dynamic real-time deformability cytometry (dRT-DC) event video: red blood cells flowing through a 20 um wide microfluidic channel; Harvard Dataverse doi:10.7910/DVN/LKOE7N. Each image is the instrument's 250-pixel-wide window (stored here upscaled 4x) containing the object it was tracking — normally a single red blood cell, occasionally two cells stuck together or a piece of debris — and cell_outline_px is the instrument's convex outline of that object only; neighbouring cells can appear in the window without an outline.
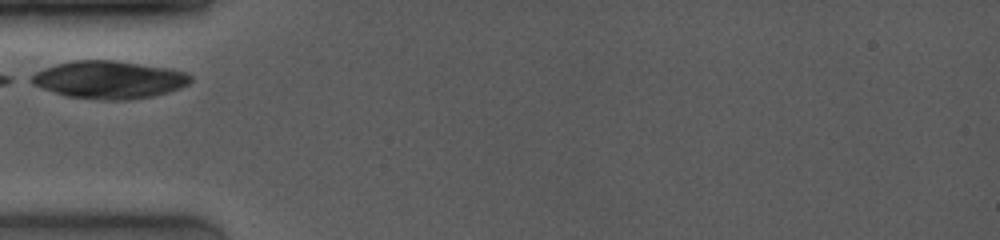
{"species": "common noctule bat (a hibernating species)", "species_latin": "Nyctalus noctula", "temperature_condition": "room temperature", "stored_images_in_passage": 3, "camera_frame_rate_fps": 4000, "um_per_image_px": 0.085, "animal": {"sex": "female", "body_mass_g": 19.0, "forearm_length_mm": 53.3}, "frame": {"image": 1, "passage_image": 1, "time_ms": 0.0, "image_size_px": [1000, 240], "cell_outline_px": [[192, 80], [188, 84], [180, 88], [168, 92], [152, 96], [128, 100], [104, 100], [68, 96], [32, 84], [24, 80], [36, 72], [44, 68], [56, 64], [76, 60], [112, 60], [168, 68], [184, 72], [192, 76]], "centroid_in_image_um": [9.25, 6.77], "position_along_channel_um": 75.8, "area_um2": 34.8}}